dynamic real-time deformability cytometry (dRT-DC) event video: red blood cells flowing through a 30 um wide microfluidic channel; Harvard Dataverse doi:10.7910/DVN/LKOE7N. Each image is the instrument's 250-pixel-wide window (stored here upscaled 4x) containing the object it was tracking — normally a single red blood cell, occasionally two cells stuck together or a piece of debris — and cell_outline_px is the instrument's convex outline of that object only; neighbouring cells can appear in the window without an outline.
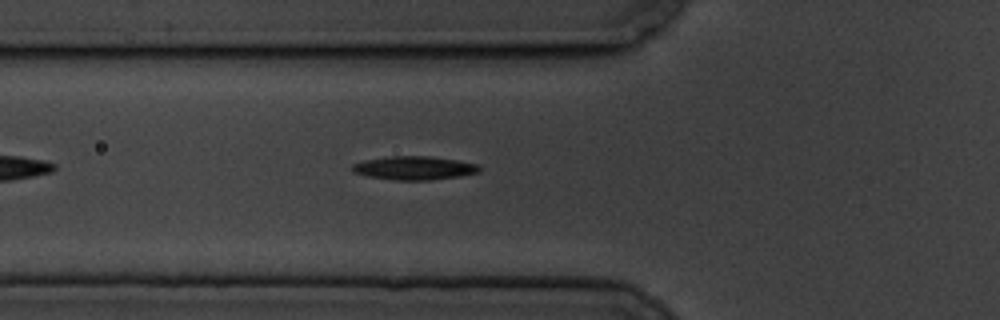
{"species": "common noctule bat (a hibernating species)", "species_latin": "Nyctalus noctula", "temperature_condition": "cold", "stored_images_in_passage": 3, "camera_frame_rate_fps": 3000, "um_per_image_px": 0.085, "animal": {"sex": "male", "body_mass_g": 19.5, "forearm_length_mm": 54.6}, "frame": {"image": 1, "passage_image": 3, "time_ms": 2.333, "image_size_px": [1000, 320], "cell_outline_px": [[480, 172], [460, 176], [432, 180], [396, 180], [368, 176], [352, 172], [352, 164], [364, 160], [388, 156], [428, 156], [456, 160], [480, 164]], "centroid_in_image_um": [35.22, 14.28], "position_along_channel_um": 90.6, "area_um2": 17.51}}